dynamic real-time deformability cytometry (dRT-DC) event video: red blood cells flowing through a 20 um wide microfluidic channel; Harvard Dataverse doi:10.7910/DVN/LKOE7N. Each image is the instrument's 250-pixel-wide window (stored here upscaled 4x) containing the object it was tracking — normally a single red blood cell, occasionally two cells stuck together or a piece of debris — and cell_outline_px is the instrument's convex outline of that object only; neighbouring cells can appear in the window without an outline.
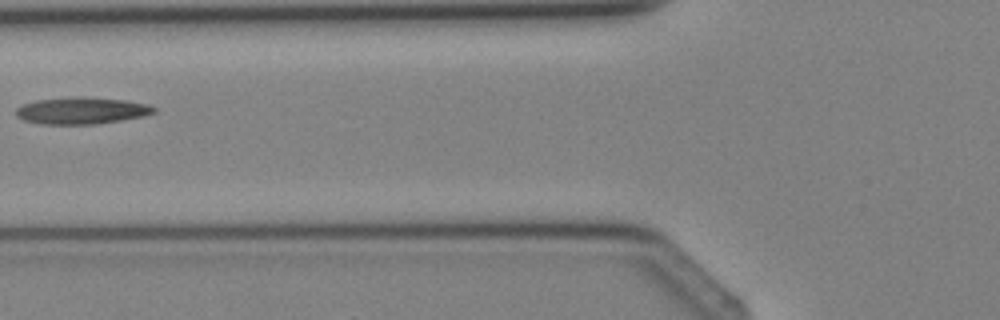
{"species": "Egyptian fruit bat (a non-hibernating species)", "species_latin": "Rousettus aegyptiacus", "temperature_condition": "cold", "stored_images_in_passage": 6, "camera_frame_rate_fps": 3000, "um_per_image_px": 0.085, "animal": {"sex": "female"}, "frame": {"image": 1, "passage_image": 6, "time_ms": 6.667, "image_size_px": [1000, 320], "cell_outline_px": [[156, 112], [144, 116], [96, 124], [40, 124], [24, 120], [16, 116], [16, 108], [24, 104], [36, 100], [76, 96], [80, 96], [128, 100], [148, 104], [156, 108]], "centroid_in_image_um": [6.95, 9.39], "position_along_channel_um": 118.8, "area_um2": 21.68}}